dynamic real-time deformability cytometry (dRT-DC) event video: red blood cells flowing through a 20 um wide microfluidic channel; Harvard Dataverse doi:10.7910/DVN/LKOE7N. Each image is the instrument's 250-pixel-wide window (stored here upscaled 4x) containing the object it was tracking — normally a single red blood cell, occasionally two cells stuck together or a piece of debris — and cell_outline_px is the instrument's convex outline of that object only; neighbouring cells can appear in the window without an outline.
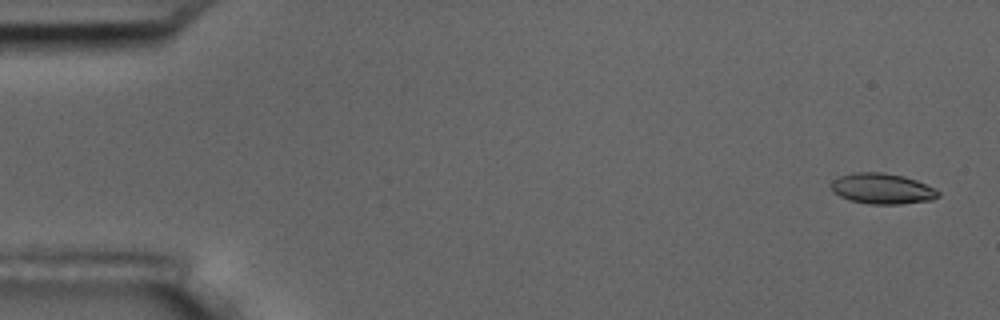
{"species": "common noctule bat (a hibernating species)", "species_latin": "Nyctalus noctula", "temperature_condition": "room temperature", "stored_images_in_passage": 4, "camera_frame_rate_fps": 3000, "um_per_image_px": 0.085, "animal": {"sex": "male", "body_mass_g": 17.5, "forearm_length_mm": 52.3}, "frame": {"image": 1, "passage_image": 1, "time_ms": 0.0, "image_size_px": [1000, 320], "cell_outline_px": [[940, 196], [932, 200], [900, 204], [868, 204], [848, 200], [832, 192], [828, 184], [832, 180], [840, 176], [852, 172], [880, 172], [904, 176], [916, 180], [940, 192]], "centroid_in_image_um": [74.92, 16.04], "position_along_channel_um": 10.1, "area_um2": 19.31}}